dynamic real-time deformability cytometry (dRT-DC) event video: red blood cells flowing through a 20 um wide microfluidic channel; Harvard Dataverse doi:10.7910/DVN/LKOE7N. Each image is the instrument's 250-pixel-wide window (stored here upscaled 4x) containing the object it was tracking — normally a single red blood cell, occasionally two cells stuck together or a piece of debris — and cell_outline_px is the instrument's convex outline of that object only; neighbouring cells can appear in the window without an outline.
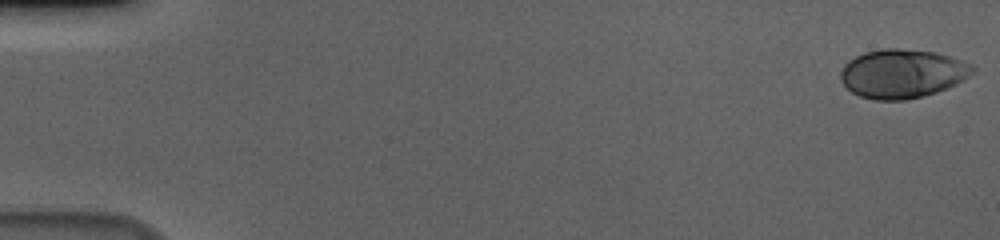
{"species": "human", "species_latin": "Homo sapiens", "temperature_condition": "cold", "stored_images_in_passage": 57, "camera_frame_rate_fps": 3000, "um_per_image_px": 0.085, "donor": {"sex": "male"}, "frame": {"image": 1, "passage_image": 1, "time_ms": 0.0, "image_size_px": [1000, 240], "cell_outline_px": [[976, 72], [956, 84], [936, 92], [924, 96], [904, 100], [872, 100], [860, 96], [852, 92], [844, 84], [840, 76], [840, 72], [844, 64], [848, 60], [864, 52], [884, 48], [900, 48], [936, 52], [972, 64], [976, 68]], "centroid_in_image_um": [76.7, 6.25], "position_along_channel_um": 8.3, "area_um2": 37.74}}
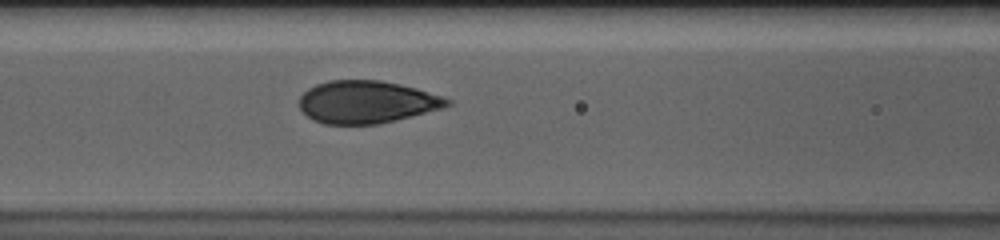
{"frame": {"image": 2, "passage_image": 25, "time_ms": 8.0, "image_size_px": [1000, 240], "cell_outline_px": [[452, 104], [440, 108], [376, 124], [324, 124], [312, 120], [300, 108], [300, 96], [308, 88], [316, 84], [328, 80], [380, 80], [400, 84], [416, 88], [452, 100]], "centroid_in_image_um": [31.11, 8.65], "position_along_channel_um": 135.5, "area_um2": 36.18}}
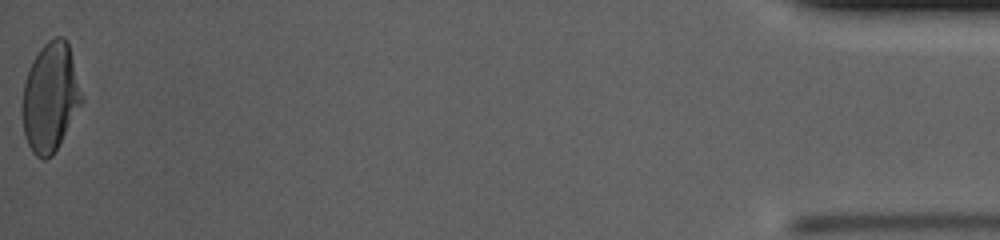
{"frame": {"image": 3, "passage_image": 57, "time_ms": 18.667, "image_size_px": [1000, 240], "cell_outline_px": [[84, 100], [52, 156], [44, 160], [36, 156], [32, 152], [24, 136], [20, 108], [24, 84], [28, 72], [40, 48], [48, 40], [56, 36], [64, 36], [68, 44], [84, 96]], "centroid_in_image_um": [4.27, 8.29], "position_along_channel_um": 430.9, "area_um2": 37.86}, "authors_computed_cell_mechanics": {"area_um2": 37.0498, "velocity_mm_per_s": 3.6343, "shape_relaxation_time_tau1_ms": 4.4735, "shape_relaxation_time_tau2_ms": null, "deformation_change_tau1": 0.1936, "deformation_change_tau2": null}}